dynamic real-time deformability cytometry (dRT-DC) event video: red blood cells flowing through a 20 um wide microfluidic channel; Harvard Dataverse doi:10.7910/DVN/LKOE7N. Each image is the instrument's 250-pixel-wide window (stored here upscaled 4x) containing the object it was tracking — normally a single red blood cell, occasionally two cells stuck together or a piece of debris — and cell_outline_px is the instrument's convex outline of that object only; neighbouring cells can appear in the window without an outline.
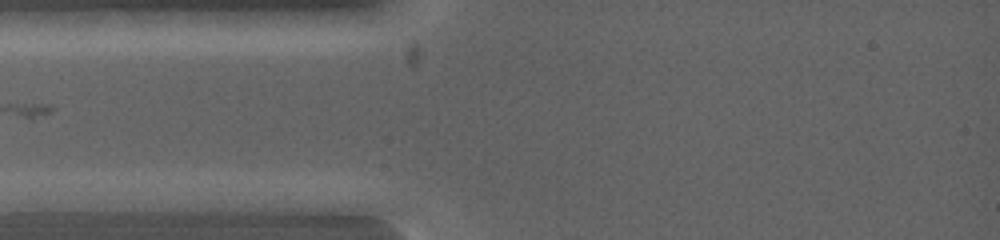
{"species": "common noctule bat (a hibernating species)", "species_latin": "Nyctalus noctula", "temperature_condition": "warm", "stored_images_in_passage": 4, "camera_frame_rate_fps": 5000, "um_per_image_px": 0.085, "animal": {"sex": "female", "body_mass_g": 19.0, "forearm_length_mm": 53.3}, "frame": {"image": 1, "passage_image": 1, "time_ms": 0.0, "image_size_px": [1000, 240], "cell_outline_px": [[104, 200], [96, 212], [16, 212], [12, 200], [76, 192]], "centroid_in_image_um": [5.0, 17.31], "position_along_channel_um": 80.0, "area_um2": 10.12}}